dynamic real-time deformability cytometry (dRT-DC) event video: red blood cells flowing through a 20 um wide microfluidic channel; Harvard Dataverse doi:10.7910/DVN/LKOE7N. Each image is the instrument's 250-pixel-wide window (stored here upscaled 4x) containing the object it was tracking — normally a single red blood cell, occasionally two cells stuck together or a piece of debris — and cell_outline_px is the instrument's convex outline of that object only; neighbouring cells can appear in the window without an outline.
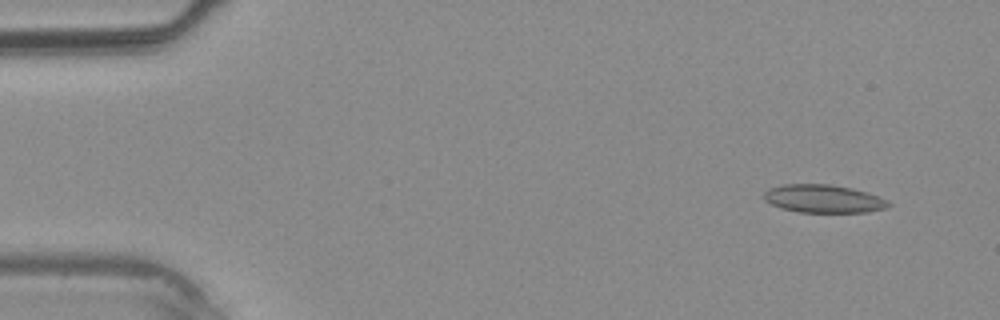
{"species": "common noctule bat (a hibernating species)", "species_latin": "Nyctalus noctula", "temperature_condition": "warm", "stored_images_in_passage": 36, "camera_frame_rate_fps": 3000, "um_per_image_px": 0.085, "animal": {"sex": "male", "body_mass_g": 20.4}, "frame": {"image": 1, "passage_image": 2, "time_ms": 0.333, "image_size_px": [1000, 320], "cell_outline_px": [[892, 204], [884, 208], [868, 212], [800, 212], [780, 208], [764, 200], [764, 192], [768, 188], [784, 184], [832, 184], [852, 188], [868, 192], [888, 200]], "centroid_in_image_um": [69.99, 16.88], "position_along_channel_um": 15.0, "area_um2": 20.46}}
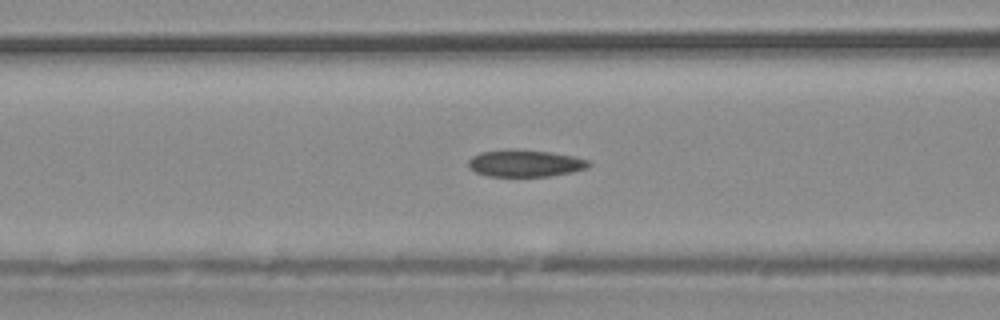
{"frame": {"image": 2, "passage_image": 14, "time_ms": 4.333, "image_size_px": [1000, 320], "cell_outline_px": [[592, 164], [588, 168], [572, 172], [548, 176], [488, 176], [476, 172], [468, 168], [468, 160], [472, 156], [480, 152], [508, 148], [516, 148], [552, 152], [592, 160]], "centroid_in_image_um": [44.64, 13.86], "position_along_channel_um": 122.0, "area_um2": 19.36}}
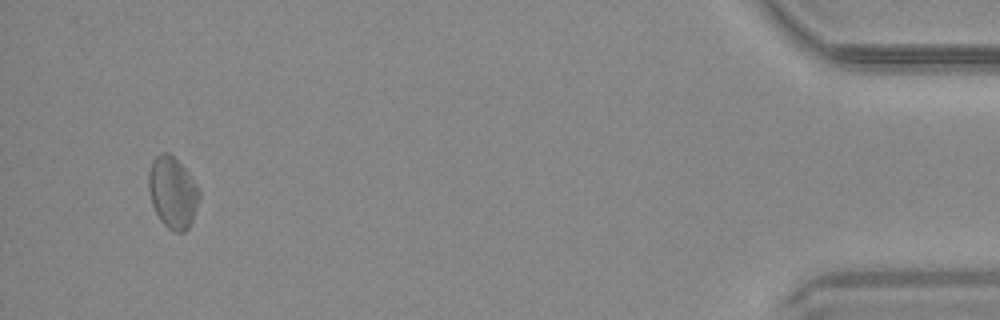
{"frame": {"image": 3, "passage_image": 35, "time_ms": 11.333, "image_size_px": [1000, 320], "cell_outline_px": [[200, 196], [192, 220], [188, 228], [184, 232], [172, 232], [160, 220], [152, 204], [148, 188], [148, 172], [152, 160], [160, 152], [168, 152], [184, 168], [196, 184], [200, 192]], "centroid_in_image_um": [14.65, 16.36], "position_along_channel_um": 420.5, "area_um2": 20.98}}